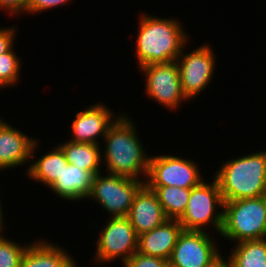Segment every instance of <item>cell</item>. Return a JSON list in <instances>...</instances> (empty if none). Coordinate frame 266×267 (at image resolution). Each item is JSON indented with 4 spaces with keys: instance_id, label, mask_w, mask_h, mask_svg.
<instances>
[{
    "instance_id": "1",
    "label": "cell",
    "mask_w": 266,
    "mask_h": 267,
    "mask_svg": "<svg viewBox=\"0 0 266 267\" xmlns=\"http://www.w3.org/2000/svg\"><path fill=\"white\" fill-rule=\"evenodd\" d=\"M122 113L108 128L101 148L102 164L105 172L136 180L146 181L150 156L136 127V122Z\"/></svg>"
},
{
    "instance_id": "2",
    "label": "cell",
    "mask_w": 266,
    "mask_h": 267,
    "mask_svg": "<svg viewBox=\"0 0 266 267\" xmlns=\"http://www.w3.org/2000/svg\"><path fill=\"white\" fill-rule=\"evenodd\" d=\"M139 16L134 50L137 68L176 61L190 40L180 19L162 18L145 12Z\"/></svg>"
},
{
    "instance_id": "3",
    "label": "cell",
    "mask_w": 266,
    "mask_h": 267,
    "mask_svg": "<svg viewBox=\"0 0 266 267\" xmlns=\"http://www.w3.org/2000/svg\"><path fill=\"white\" fill-rule=\"evenodd\" d=\"M213 176L224 202L266 195V149L223 161Z\"/></svg>"
},
{
    "instance_id": "4",
    "label": "cell",
    "mask_w": 266,
    "mask_h": 267,
    "mask_svg": "<svg viewBox=\"0 0 266 267\" xmlns=\"http://www.w3.org/2000/svg\"><path fill=\"white\" fill-rule=\"evenodd\" d=\"M223 211L220 238L234 244L266 238V195L224 202Z\"/></svg>"
},
{
    "instance_id": "5",
    "label": "cell",
    "mask_w": 266,
    "mask_h": 267,
    "mask_svg": "<svg viewBox=\"0 0 266 267\" xmlns=\"http://www.w3.org/2000/svg\"><path fill=\"white\" fill-rule=\"evenodd\" d=\"M211 179L212 183L207 179L206 182L203 180L191 188L187 208L179 219L183 230L210 232L207 231V227L209 229L211 227L210 230L213 229L216 235H220L223 226L224 200L216 178L212 176Z\"/></svg>"
},
{
    "instance_id": "6",
    "label": "cell",
    "mask_w": 266,
    "mask_h": 267,
    "mask_svg": "<svg viewBox=\"0 0 266 267\" xmlns=\"http://www.w3.org/2000/svg\"><path fill=\"white\" fill-rule=\"evenodd\" d=\"M102 172L93 177L91 193L87 200L97 202L107 211L110 218L123 217L129 214L134 197L145 184L124 176Z\"/></svg>"
},
{
    "instance_id": "7",
    "label": "cell",
    "mask_w": 266,
    "mask_h": 267,
    "mask_svg": "<svg viewBox=\"0 0 266 267\" xmlns=\"http://www.w3.org/2000/svg\"><path fill=\"white\" fill-rule=\"evenodd\" d=\"M107 219L96 239L94 263L102 266L120 259L124 264L138 251V236L127 216Z\"/></svg>"
},
{
    "instance_id": "8",
    "label": "cell",
    "mask_w": 266,
    "mask_h": 267,
    "mask_svg": "<svg viewBox=\"0 0 266 267\" xmlns=\"http://www.w3.org/2000/svg\"><path fill=\"white\" fill-rule=\"evenodd\" d=\"M207 44L199 45L188 53L185 46L176 60L183 94L191 101L201 95L214 78L216 55Z\"/></svg>"
},
{
    "instance_id": "9",
    "label": "cell",
    "mask_w": 266,
    "mask_h": 267,
    "mask_svg": "<svg viewBox=\"0 0 266 267\" xmlns=\"http://www.w3.org/2000/svg\"><path fill=\"white\" fill-rule=\"evenodd\" d=\"M145 77V95L168 110H176L189 101L183 94L176 61L156 63L139 68Z\"/></svg>"
},
{
    "instance_id": "10",
    "label": "cell",
    "mask_w": 266,
    "mask_h": 267,
    "mask_svg": "<svg viewBox=\"0 0 266 267\" xmlns=\"http://www.w3.org/2000/svg\"><path fill=\"white\" fill-rule=\"evenodd\" d=\"M195 161L178 155H155L149 159L147 186L193 188L204 179Z\"/></svg>"
},
{
    "instance_id": "11",
    "label": "cell",
    "mask_w": 266,
    "mask_h": 267,
    "mask_svg": "<svg viewBox=\"0 0 266 267\" xmlns=\"http://www.w3.org/2000/svg\"><path fill=\"white\" fill-rule=\"evenodd\" d=\"M182 230L173 248L169 263L175 267H209L222 255L214 234Z\"/></svg>"
},
{
    "instance_id": "12",
    "label": "cell",
    "mask_w": 266,
    "mask_h": 267,
    "mask_svg": "<svg viewBox=\"0 0 266 267\" xmlns=\"http://www.w3.org/2000/svg\"><path fill=\"white\" fill-rule=\"evenodd\" d=\"M87 107L75 114L68 141L101 145L99 139H104L108 128L122 113L116 112L115 116L114 110L100 102Z\"/></svg>"
},
{
    "instance_id": "13",
    "label": "cell",
    "mask_w": 266,
    "mask_h": 267,
    "mask_svg": "<svg viewBox=\"0 0 266 267\" xmlns=\"http://www.w3.org/2000/svg\"><path fill=\"white\" fill-rule=\"evenodd\" d=\"M37 140L0 117V170L30 164L32 149Z\"/></svg>"
},
{
    "instance_id": "14",
    "label": "cell",
    "mask_w": 266,
    "mask_h": 267,
    "mask_svg": "<svg viewBox=\"0 0 266 267\" xmlns=\"http://www.w3.org/2000/svg\"><path fill=\"white\" fill-rule=\"evenodd\" d=\"M127 217L137 236L151 231L168 220L156 193L146 184L136 193Z\"/></svg>"
},
{
    "instance_id": "15",
    "label": "cell",
    "mask_w": 266,
    "mask_h": 267,
    "mask_svg": "<svg viewBox=\"0 0 266 267\" xmlns=\"http://www.w3.org/2000/svg\"><path fill=\"white\" fill-rule=\"evenodd\" d=\"M182 230L179 220L168 219L162 225L138 236L137 252L169 260Z\"/></svg>"
},
{
    "instance_id": "16",
    "label": "cell",
    "mask_w": 266,
    "mask_h": 267,
    "mask_svg": "<svg viewBox=\"0 0 266 267\" xmlns=\"http://www.w3.org/2000/svg\"><path fill=\"white\" fill-rule=\"evenodd\" d=\"M76 262L64 247L42 238L30 242L22 255L20 267H76Z\"/></svg>"
},
{
    "instance_id": "17",
    "label": "cell",
    "mask_w": 266,
    "mask_h": 267,
    "mask_svg": "<svg viewBox=\"0 0 266 267\" xmlns=\"http://www.w3.org/2000/svg\"><path fill=\"white\" fill-rule=\"evenodd\" d=\"M38 142L39 140H37L33 146L30 164L25 174L32 179V181L39 182V184L41 183L49 188L56 179L61 176L65 166L68 165V161L66 160L64 152L58 145H55L49 152H45L46 154L38 157L36 152L40 144Z\"/></svg>"
},
{
    "instance_id": "18",
    "label": "cell",
    "mask_w": 266,
    "mask_h": 267,
    "mask_svg": "<svg viewBox=\"0 0 266 267\" xmlns=\"http://www.w3.org/2000/svg\"><path fill=\"white\" fill-rule=\"evenodd\" d=\"M93 177L89 171L68 163L49 190H52L62 200L84 201L91 193Z\"/></svg>"
},
{
    "instance_id": "19",
    "label": "cell",
    "mask_w": 266,
    "mask_h": 267,
    "mask_svg": "<svg viewBox=\"0 0 266 267\" xmlns=\"http://www.w3.org/2000/svg\"><path fill=\"white\" fill-rule=\"evenodd\" d=\"M58 146L62 149L69 164L82 170L89 171L93 176L104 172L101 158V145L81 142L65 141ZM102 167V168H101Z\"/></svg>"
},
{
    "instance_id": "20",
    "label": "cell",
    "mask_w": 266,
    "mask_h": 267,
    "mask_svg": "<svg viewBox=\"0 0 266 267\" xmlns=\"http://www.w3.org/2000/svg\"><path fill=\"white\" fill-rule=\"evenodd\" d=\"M227 257L233 267H266V238L238 242Z\"/></svg>"
},
{
    "instance_id": "21",
    "label": "cell",
    "mask_w": 266,
    "mask_h": 267,
    "mask_svg": "<svg viewBox=\"0 0 266 267\" xmlns=\"http://www.w3.org/2000/svg\"><path fill=\"white\" fill-rule=\"evenodd\" d=\"M158 198L168 219L179 220L185 212L191 188L176 186H148Z\"/></svg>"
},
{
    "instance_id": "22",
    "label": "cell",
    "mask_w": 266,
    "mask_h": 267,
    "mask_svg": "<svg viewBox=\"0 0 266 267\" xmlns=\"http://www.w3.org/2000/svg\"><path fill=\"white\" fill-rule=\"evenodd\" d=\"M14 46L0 55V90L18 85L21 76L22 62Z\"/></svg>"
},
{
    "instance_id": "23",
    "label": "cell",
    "mask_w": 266,
    "mask_h": 267,
    "mask_svg": "<svg viewBox=\"0 0 266 267\" xmlns=\"http://www.w3.org/2000/svg\"><path fill=\"white\" fill-rule=\"evenodd\" d=\"M5 235L0 236V267H20L22 255L30 243H16V240L8 239Z\"/></svg>"
},
{
    "instance_id": "24",
    "label": "cell",
    "mask_w": 266,
    "mask_h": 267,
    "mask_svg": "<svg viewBox=\"0 0 266 267\" xmlns=\"http://www.w3.org/2000/svg\"><path fill=\"white\" fill-rule=\"evenodd\" d=\"M169 260L135 252L123 267H167Z\"/></svg>"
},
{
    "instance_id": "25",
    "label": "cell",
    "mask_w": 266,
    "mask_h": 267,
    "mask_svg": "<svg viewBox=\"0 0 266 267\" xmlns=\"http://www.w3.org/2000/svg\"><path fill=\"white\" fill-rule=\"evenodd\" d=\"M72 0H27L26 14L35 15L69 4Z\"/></svg>"
},
{
    "instance_id": "26",
    "label": "cell",
    "mask_w": 266,
    "mask_h": 267,
    "mask_svg": "<svg viewBox=\"0 0 266 267\" xmlns=\"http://www.w3.org/2000/svg\"><path fill=\"white\" fill-rule=\"evenodd\" d=\"M17 26L0 27V55L8 52L15 44Z\"/></svg>"
},
{
    "instance_id": "27",
    "label": "cell",
    "mask_w": 266,
    "mask_h": 267,
    "mask_svg": "<svg viewBox=\"0 0 266 267\" xmlns=\"http://www.w3.org/2000/svg\"><path fill=\"white\" fill-rule=\"evenodd\" d=\"M27 0H0V10L7 15L21 16L26 14ZM9 13V14H8ZM22 13V14H21Z\"/></svg>"
},
{
    "instance_id": "28",
    "label": "cell",
    "mask_w": 266,
    "mask_h": 267,
    "mask_svg": "<svg viewBox=\"0 0 266 267\" xmlns=\"http://www.w3.org/2000/svg\"><path fill=\"white\" fill-rule=\"evenodd\" d=\"M209 267H233L231 260L224 256L218 257Z\"/></svg>"
},
{
    "instance_id": "29",
    "label": "cell",
    "mask_w": 266,
    "mask_h": 267,
    "mask_svg": "<svg viewBox=\"0 0 266 267\" xmlns=\"http://www.w3.org/2000/svg\"><path fill=\"white\" fill-rule=\"evenodd\" d=\"M1 199L2 198L0 196V236L3 235V233L5 232L3 229L5 228V226H7V225H4L5 224L4 223L5 221L3 219L4 218V216H3L4 213L2 212L3 211V209H2L3 208V205L1 203L2 202Z\"/></svg>"
},
{
    "instance_id": "30",
    "label": "cell",
    "mask_w": 266,
    "mask_h": 267,
    "mask_svg": "<svg viewBox=\"0 0 266 267\" xmlns=\"http://www.w3.org/2000/svg\"><path fill=\"white\" fill-rule=\"evenodd\" d=\"M167 267H175V266H173V265H171L170 263H168Z\"/></svg>"
}]
</instances>
